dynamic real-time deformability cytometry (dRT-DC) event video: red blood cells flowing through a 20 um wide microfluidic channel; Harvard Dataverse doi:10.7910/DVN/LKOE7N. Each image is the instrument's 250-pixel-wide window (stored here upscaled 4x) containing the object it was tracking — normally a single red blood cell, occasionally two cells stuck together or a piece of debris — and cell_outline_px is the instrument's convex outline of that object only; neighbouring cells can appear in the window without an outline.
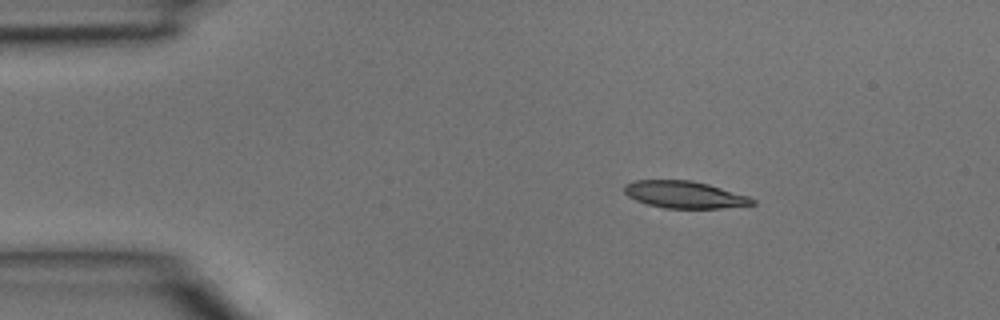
{"species": "common noctule bat (a hibernating species)", "species_latin": "Nyctalus noctula", "temperature_condition": "room temperature", "stored_images_in_passage": 3, "camera_frame_rate_fps": 3000, "um_per_image_px": 0.085, "animal": {"sex": "male", "body_mass_g": 15.6}, "frame": {"image": 1, "passage_image": 1, "time_ms": 0.0, "image_size_px": [1000, 320], "cell_outline_px": [[756, 204], [720, 208], [664, 208], [648, 204], [636, 200], [628, 196], [624, 192], [624, 184], [636, 180], [692, 180], [708, 184], [748, 196], [756, 200]], "centroid_in_image_um": [58.17, 16.54], "position_along_channel_um": 26.8, "area_um2": 20.11}}
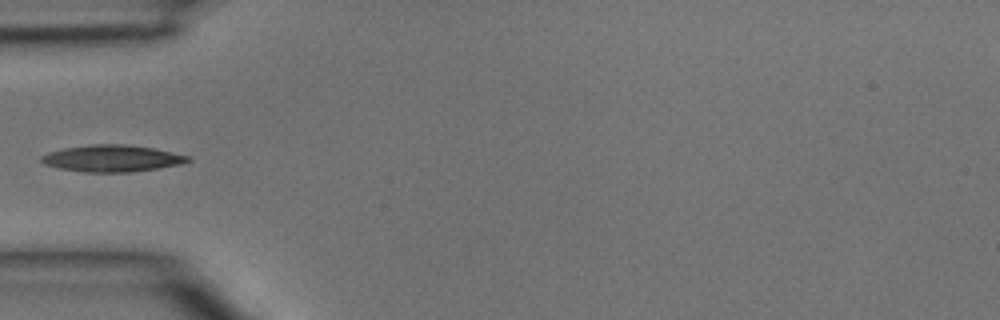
{"frame": {"image": 2, "passage_image": 3, "time_ms": 0.667, "image_size_px": [1000, 320], "cell_outline_px": [[192, 160], [180, 164], [132, 172], [84, 172], [60, 168], [44, 164], [40, 160], [40, 156], [48, 152], [64, 148], [88, 144], [128, 144], [152, 148], [172, 152], [188, 156]], "centroid_in_image_um": [9.49, 13.45], "position_along_channel_um": 75.5, "area_um2": 22.77}}